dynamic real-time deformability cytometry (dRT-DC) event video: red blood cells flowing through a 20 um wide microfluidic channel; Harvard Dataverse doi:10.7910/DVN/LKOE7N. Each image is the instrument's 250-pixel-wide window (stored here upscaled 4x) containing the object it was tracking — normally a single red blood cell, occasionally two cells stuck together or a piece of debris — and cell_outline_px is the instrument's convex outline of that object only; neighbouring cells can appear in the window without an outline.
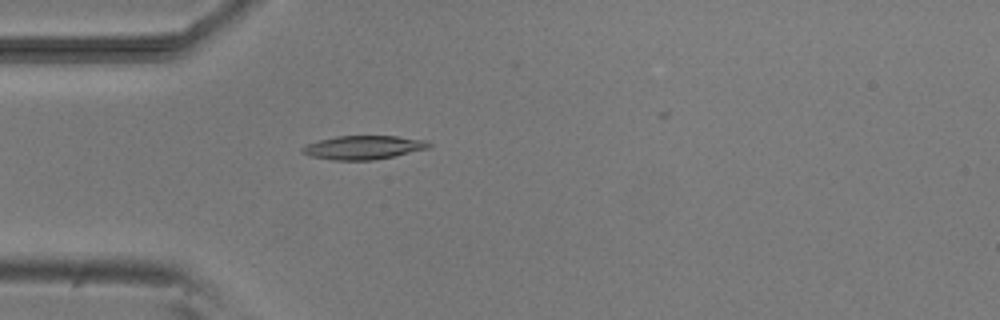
{"species": "common noctule bat (a hibernating species)", "species_latin": "Nyctalus noctula", "temperature_condition": "room temperature", "stored_images_in_passage": 1, "camera_frame_rate_fps": 3000, "um_per_image_px": 0.085, "animal": {"sex": "male", "body_mass_g": 20.5, "forearm_length_mm": 52.5}, "frame": {"image": 1, "passage_image": 1, "time_ms": 0.0, "image_size_px": [1000, 320], "cell_outline_px": [[432, 144], [428, 148], [392, 156], [372, 160], [332, 160], [312, 156], [300, 152], [300, 148], [308, 144], [320, 140], [336, 136], [396, 136], [428, 140]], "centroid_in_image_um": [30.88, 12.53], "position_along_channel_um": 54.1, "area_um2": 17.34}}